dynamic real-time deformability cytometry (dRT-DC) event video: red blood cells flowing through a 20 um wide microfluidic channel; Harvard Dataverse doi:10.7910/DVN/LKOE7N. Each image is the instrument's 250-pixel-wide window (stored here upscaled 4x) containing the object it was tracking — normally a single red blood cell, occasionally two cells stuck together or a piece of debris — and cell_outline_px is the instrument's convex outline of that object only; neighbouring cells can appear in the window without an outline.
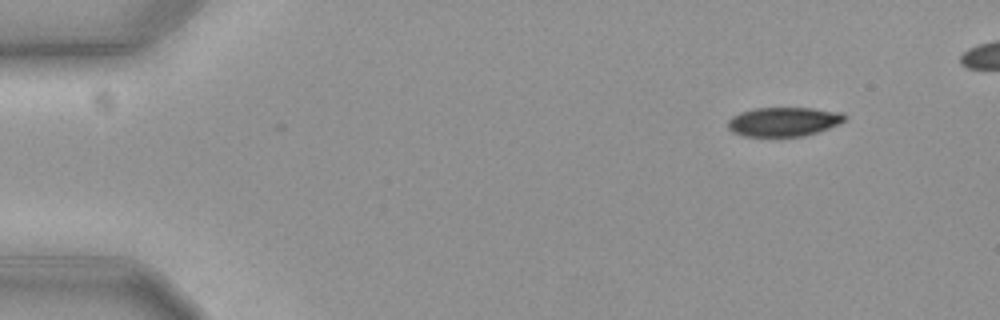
{"species": "common noctule bat (a hibernating species)", "species_latin": "Nyctalus noctula", "temperature_condition": "cold", "stored_images_in_passage": 49, "camera_frame_rate_fps": 3000, "um_per_image_px": 0.085, "animal": {"sex": "female", "body_mass_g": 19.3, "forearm_length_mm": 54.1}, "frame": {"image": 1, "passage_image": 1, "time_ms": 0.0, "image_size_px": [1000, 320], "cell_outline_px": [[848, 116], [840, 124], [804, 136], [744, 136], [732, 132], [728, 128], [728, 120], [732, 116], [740, 112], [756, 108], [812, 108], [844, 112]], "centroid_in_image_um": [66.63, 10.34], "position_along_channel_um": 18.4, "area_um2": 19.94}}
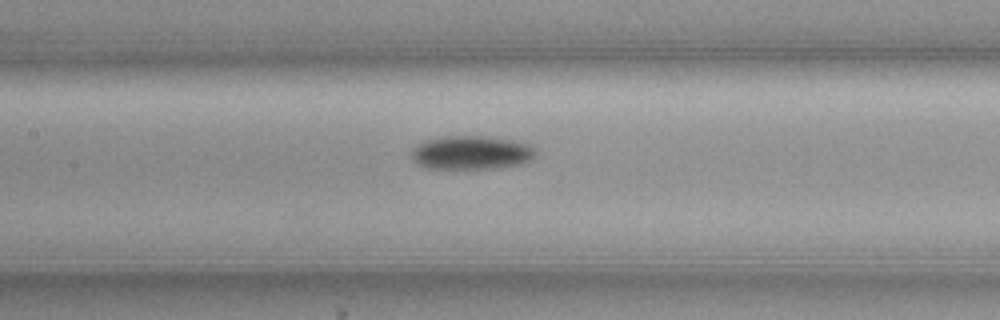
{"frame": {"image": 2, "passage_image": 22, "time_ms": 7.0, "image_size_px": [1000, 320], "cell_outline_px": [[536, 156], [532, 160], [520, 164], [496, 168], [428, 168], [420, 164], [412, 156], [412, 148], [428, 140], [444, 136], [488, 136], [516, 140], [528, 144], [536, 148]], "centroid_in_image_um": [40.16, 12.96], "position_along_channel_um": 167.2, "area_um2": 24.28}}
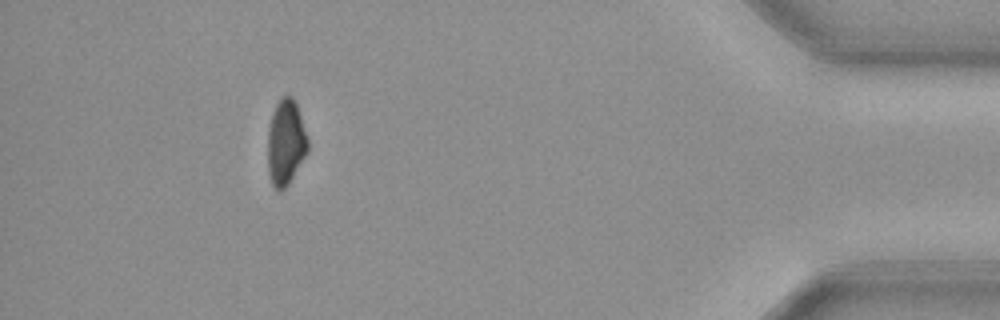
{"frame": {"image": 3, "passage_image": 47, "time_ms": 15.333, "image_size_px": [1000, 320], "cell_outline_px": [[308, 152], [288, 184], [280, 192], [272, 184], [268, 172], [268, 132], [272, 112], [280, 96], [292, 96], [296, 100], [308, 140]], "centroid_in_image_um": [24.29, 12.08], "position_along_channel_um": 410.9, "area_um2": 20.06}, "authors_computed_cell_mechanics": {"area_um2": 22.0218, "velocity_mm_per_s": 3.646, "shape_relaxation_time_tau1_ms": 2.5681, "shape_relaxation_time_tau2_ms": null, "deformation_change_tau1": 0.105, "deformation_change_tau2": null}}